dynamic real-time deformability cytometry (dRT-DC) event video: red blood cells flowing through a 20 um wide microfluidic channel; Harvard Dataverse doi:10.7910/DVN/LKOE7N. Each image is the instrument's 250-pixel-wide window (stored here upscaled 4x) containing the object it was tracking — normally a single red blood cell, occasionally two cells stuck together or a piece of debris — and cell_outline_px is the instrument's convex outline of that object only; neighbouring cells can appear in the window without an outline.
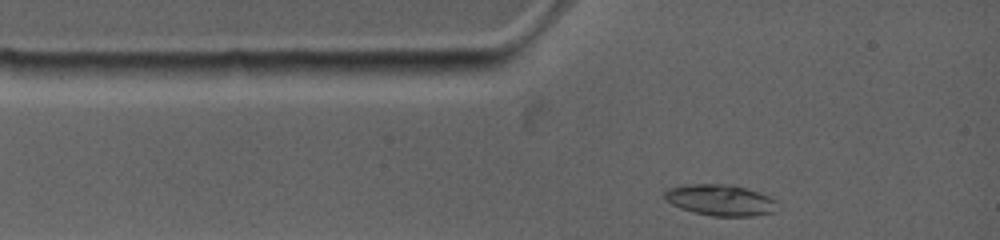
{"species": "common noctule bat (a hibernating species)", "species_latin": "Nyctalus noctula", "temperature_condition": "warm", "stored_images_in_passage": 29, "camera_frame_rate_fps": 4500, "um_per_image_px": 0.085, "animal": {"sex": "female", "body_mass_g": 19.0, "forearm_length_mm": 53.3}, "frame": {"image": 1, "passage_image": 2, "time_ms": 0.222, "image_size_px": [1000, 240], "cell_outline_px": [[776, 212], [752, 216], [712, 216], [692, 212], [680, 208], [664, 200], [664, 188], [684, 184], [724, 184], [744, 188], [760, 192], [772, 196], [776, 200]], "centroid_in_image_um": [61.2, 17.0], "position_along_channel_um": 23.8, "area_um2": 20.81}}
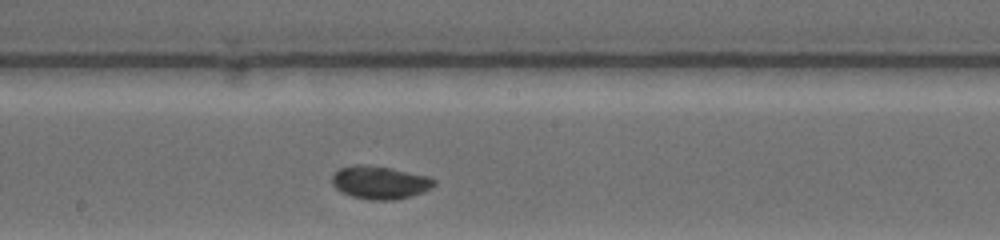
{"frame": {"image": 2, "passage_image": 17, "time_ms": 5.556, "image_size_px": [1000, 240], "cell_outline_px": [[436, 184], [432, 188], [424, 192], [412, 196], [392, 200], [368, 200], [352, 196], [336, 188], [332, 184], [332, 172], [340, 168], [356, 164], [360, 164], [388, 168], [428, 176], [436, 180]], "centroid_in_image_um": [32.29, 15.52], "position_along_channel_um": 215.9, "area_um2": 19.59}}
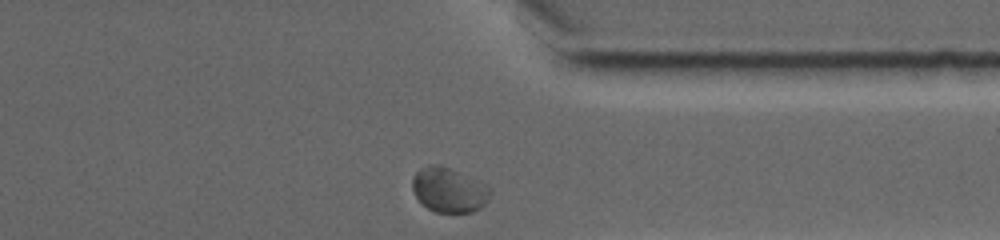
{"frame": {"image": 3, "passage_image": 29, "time_ms": 9.778, "image_size_px": [1000, 240], "cell_outline_px": [[492, 192], [488, 200], [480, 208], [472, 212], [436, 212], [428, 208], [416, 196], [412, 188], [412, 176], [420, 168], [440, 164], [488, 184], [492, 188]], "centroid_in_image_um": [38.2, 16.14], "position_along_channel_um": 373.2, "area_um2": 20.29}, "authors_computed_cell_mechanics": {"area_um2": 19.2474, "velocity_mm_per_s": 3.7886, "shape_relaxation_time_tau1_ms": 8.0472, "shape_relaxation_time_tau2_ms": 1.4434, "deformation_change_tau1": 0.105, "deformation_change_tau2": 0.0423}}